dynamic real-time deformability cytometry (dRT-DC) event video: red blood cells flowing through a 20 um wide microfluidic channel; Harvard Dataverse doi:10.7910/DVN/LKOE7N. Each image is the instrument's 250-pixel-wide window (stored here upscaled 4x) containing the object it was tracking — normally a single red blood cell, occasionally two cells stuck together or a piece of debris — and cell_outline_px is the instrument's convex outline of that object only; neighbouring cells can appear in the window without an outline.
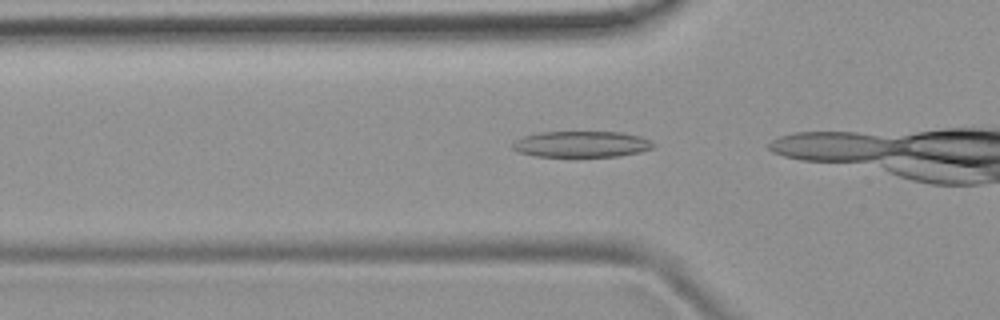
{"species": "common noctule bat (a hibernating species)", "species_latin": "Nyctalus noctula", "temperature_condition": "room temperature", "stored_images_in_passage": 17, "camera_frame_rate_fps": 3000, "um_per_image_px": 0.085, "animal": {"sex": "female", "body_mass_g": 19.9}, "frame": {"image": 1, "passage_image": 10, "time_ms": 3.0, "image_size_px": [1000, 320], "cell_outline_px": [[656, 144], [652, 148], [640, 152], [620, 156], [536, 156], [520, 152], [512, 148], [512, 144], [516, 140], [524, 136], [540, 132], [620, 132], [640, 136]], "centroid_in_image_um": [49.44, 12.25], "position_along_channel_um": 76.4, "area_um2": 21.21}}